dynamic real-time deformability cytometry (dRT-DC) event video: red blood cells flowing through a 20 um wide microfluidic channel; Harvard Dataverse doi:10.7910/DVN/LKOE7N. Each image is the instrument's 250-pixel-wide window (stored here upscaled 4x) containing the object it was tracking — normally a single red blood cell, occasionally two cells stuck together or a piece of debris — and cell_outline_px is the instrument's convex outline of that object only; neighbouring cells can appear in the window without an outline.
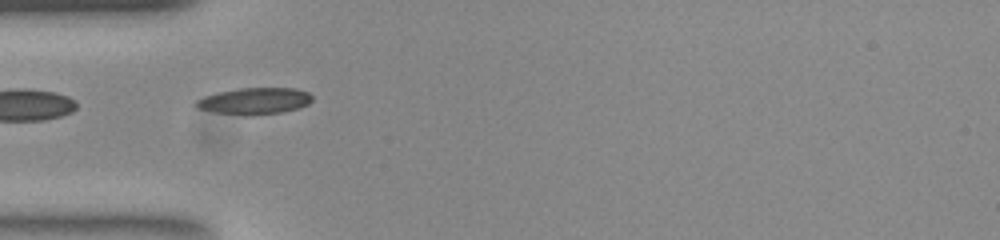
{"species": "common noctule bat (a hibernating species)", "species_latin": "Nyctalus noctula", "temperature_condition": "room temperature", "stored_images_in_passage": 37, "camera_frame_rate_fps": 3000, "um_per_image_px": 0.085, "animal": {"sex": "female", "body_mass_g": 23.0, "forearm_length_mm": 53.4}, "frame": {"image": 1, "passage_image": 1, "time_ms": 0.0, "image_size_px": [1000, 240], "cell_outline_px": [[312, 100], [308, 104], [296, 108], [280, 112], [256, 116], [248, 116], [216, 112], [196, 108], [196, 100], [204, 96], [220, 92], [240, 88], [296, 88], [308, 92], [312, 96]], "centroid_in_image_um": [21.64, 8.59], "position_along_channel_um": 63.4, "area_um2": 17.92}}
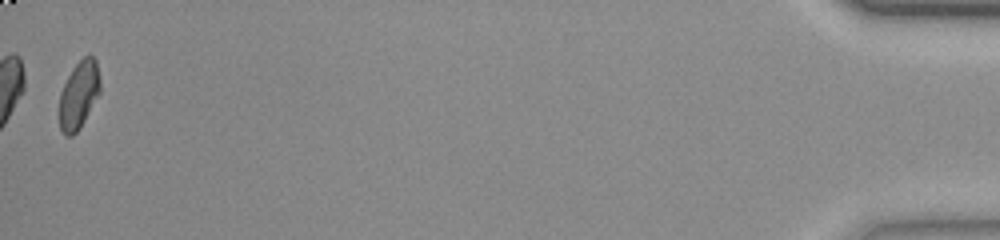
{"frame": {"image": 2, "passage_image": 37, "time_ms": 12.0, "image_size_px": [1000, 240], "cell_outline_px": [[100, 92], [80, 128], [72, 136], [64, 136], [60, 128], [60, 92], [72, 68], [88, 52], [96, 60], [100, 80]], "centroid_in_image_um": [6.71, 8.05], "position_along_channel_um": 428.5, "area_um2": 16.07}, "authors_computed_cell_mechanics": {"area_um2": 17.1088, "velocity_mm_per_s": 3.8667, "shape_relaxation_time_tau1_ms": 8.8344, "shape_relaxation_time_tau2_ms": 4.151, "deformation_change_tau1": 0.2067, "deformation_change_tau2": 0.0762}}